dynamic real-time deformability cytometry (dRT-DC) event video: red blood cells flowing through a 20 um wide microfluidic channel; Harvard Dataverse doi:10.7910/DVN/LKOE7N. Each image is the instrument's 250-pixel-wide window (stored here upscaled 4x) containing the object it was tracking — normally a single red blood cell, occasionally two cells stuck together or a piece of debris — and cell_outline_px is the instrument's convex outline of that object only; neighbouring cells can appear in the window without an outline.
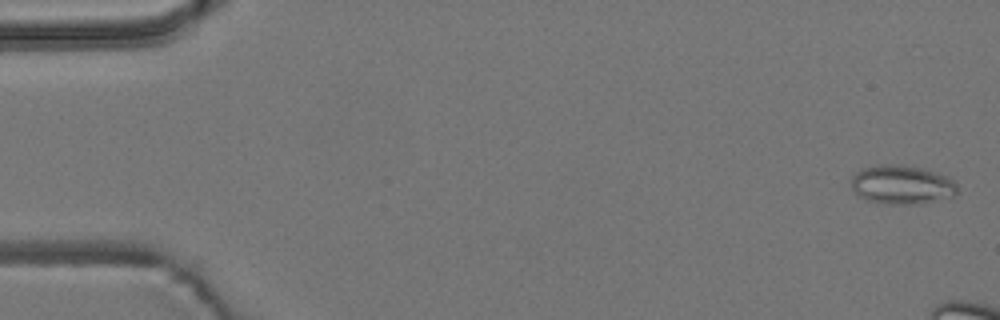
{"species": "common noctule bat (a hibernating species)", "species_latin": "Nyctalus noctula", "temperature_condition": "room temperature", "stored_images_in_passage": 6, "camera_frame_rate_fps": 3000, "um_per_image_px": 0.085, "animal": {"sex": "male", "body_mass_g": 19.2, "forearm_length_mm": 51.8}, "frame": {"image": 1, "passage_image": 1, "time_ms": 0.0, "image_size_px": [1000, 320], "cell_outline_px": [[956, 196], [920, 204], [888, 204], [868, 200], [856, 196], [852, 188], [852, 176], [860, 168], [880, 164], [904, 164], [924, 168], [948, 176], [956, 184]], "centroid_in_image_um": [76.65, 15.69], "position_along_channel_um": 8.4, "area_um2": 24.51}}